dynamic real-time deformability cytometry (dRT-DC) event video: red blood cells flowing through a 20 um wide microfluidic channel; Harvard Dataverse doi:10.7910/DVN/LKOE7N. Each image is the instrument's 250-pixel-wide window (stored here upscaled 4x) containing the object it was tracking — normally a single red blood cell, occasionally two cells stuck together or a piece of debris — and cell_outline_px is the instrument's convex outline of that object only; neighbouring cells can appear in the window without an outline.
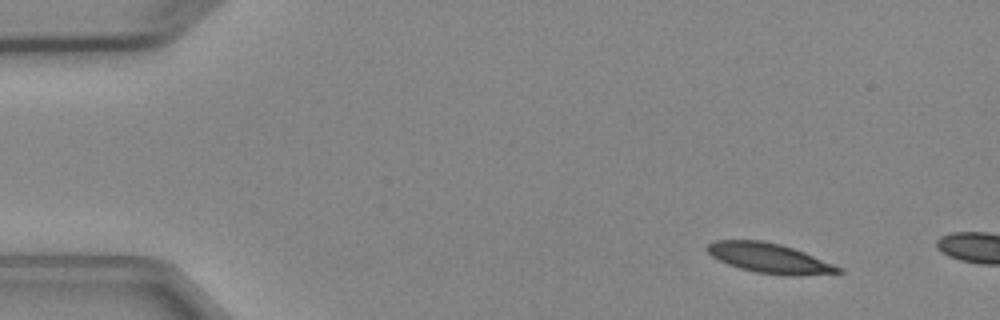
{"species": "Egyptian fruit bat (a non-hibernating species)", "species_latin": "Rousettus aegyptiacus", "temperature_condition": "cold", "stored_images_in_passage": 2, "camera_frame_rate_fps": 3000, "um_per_image_px": 0.085, "animal": {"sex": "female"}, "frame": {"image": 1, "passage_image": 1, "time_ms": 0.0, "image_size_px": [1000, 320], "cell_outline_px": [[844, 272], [788, 276], [784, 276], [756, 272], [740, 268], [728, 264], [712, 256], [708, 252], [708, 244], [712, 240], [764, 240], [780, 244], [804, 252], [844, 268]], "centroid_in_image_um": [65.41, 21.94], "position_along_channel_um": 19.6, "area_um2": 22.66}}